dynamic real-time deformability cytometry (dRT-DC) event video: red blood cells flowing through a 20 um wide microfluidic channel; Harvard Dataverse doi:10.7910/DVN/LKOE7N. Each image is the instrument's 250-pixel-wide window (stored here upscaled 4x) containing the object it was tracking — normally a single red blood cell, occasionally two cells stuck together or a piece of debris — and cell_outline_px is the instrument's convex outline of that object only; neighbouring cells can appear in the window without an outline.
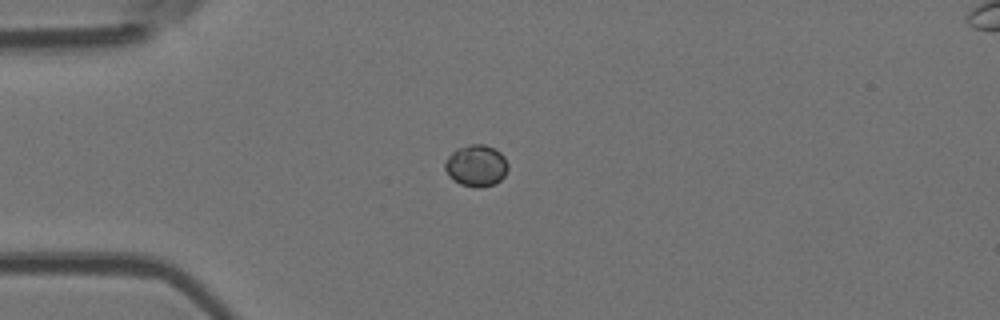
{"species": "Egyptian fruit bat (a non-hibernating species)", "species_latin": "Rousettus aegyptiacus", "temperature_condition": "room temperature", "stored_images_in_passage": 2, "camera_frame_rate_fps": 3000, "um_per_image_px": 0.085, "animal": {"sex": "female"}, "frame": {"image": 1, "passage_image": 1, "time_ms": 0.0, "image_size_px": [1000, 320], "cell_outline_px": [[508, 168], [504, 176], [496, 184], [480, 188], [476, 188], [460, 184], [448, 176], [444, 168], [444, 160], [456, 148], [468, 144], [484, 144], [500, 152], [504, 156], [508, 164]], "centroid_in_image_um": [40.46, 14.08], "position_along_channel_um": 44.5, "area_um2": 15.55}}